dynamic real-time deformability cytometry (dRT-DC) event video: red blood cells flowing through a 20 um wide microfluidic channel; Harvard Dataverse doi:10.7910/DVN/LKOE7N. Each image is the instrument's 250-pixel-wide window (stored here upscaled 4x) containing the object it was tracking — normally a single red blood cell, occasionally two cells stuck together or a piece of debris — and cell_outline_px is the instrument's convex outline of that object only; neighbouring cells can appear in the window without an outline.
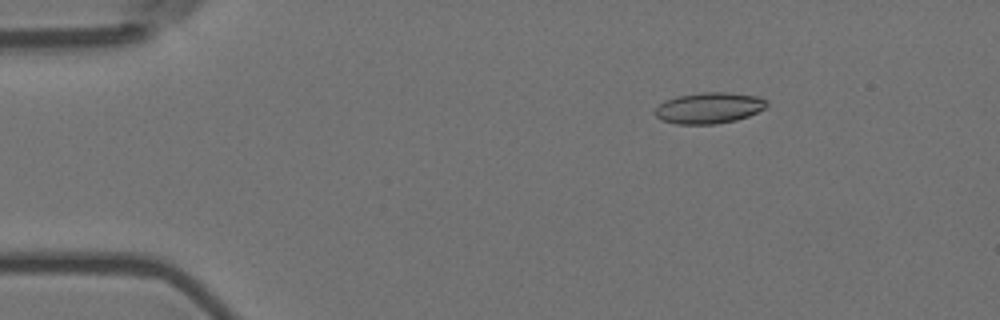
{"species": "Egyptian fruit bat (a non-hibernating species)", "species_latin": "Rousettus aegyptiacus", "temperature_condition": "room temperature", "stored_images_in_passage": 5, "segment_of_instrument_passage": [1, 2], "camera_frame_rate_fps": 3000, "um_per_image_px": 0.085, "animal": {"sex": "female"}, "frame": {"image": 1, "passage_image": 2, "time_ms": 0.333, "image_size_px": [1000, 320], "cell_outline_px": [[768, 104], [764, 108], [748, 116], [736, 120], [716, 124], [676, 124], [660, 120], [656, 116], [656, 108], [664, 100], [676, 96], [700, 92], [724, 92], [756, 96], [768, 100]], "centroid_in_image_um": [60.25, 9.17], "position_along_channel_um": 24.8, "area_um2": 20.23}}